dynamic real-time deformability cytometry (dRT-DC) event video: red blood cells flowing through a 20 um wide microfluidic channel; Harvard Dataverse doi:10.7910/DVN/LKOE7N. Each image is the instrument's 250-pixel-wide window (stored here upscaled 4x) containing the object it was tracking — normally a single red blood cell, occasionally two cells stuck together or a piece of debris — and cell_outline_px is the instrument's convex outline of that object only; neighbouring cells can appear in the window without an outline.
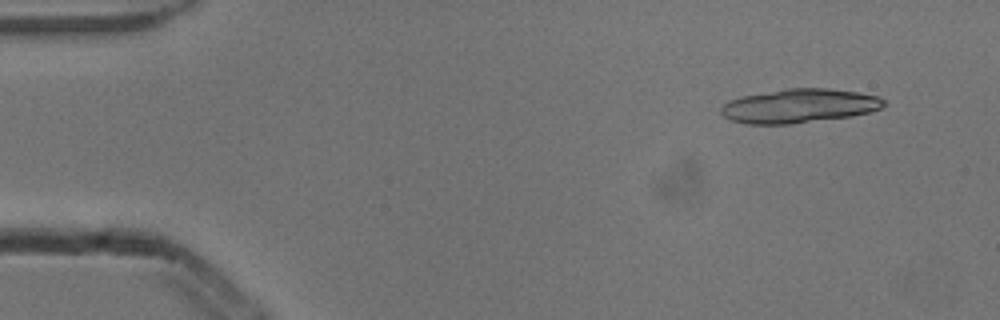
{"species": "common noctule bat (a hibernating species)", "species_latin": "Nyctalus noctula", "temperature_condition": "cold", "stored_images_in_passage": 5, "camera_frame_rate_fps": 3000, "um_per_image_px": 0.085, "animal": {"sex": "male", "body_mass_g": 13.3}, "frame": {"image": 1, "passage_image": 2, "time_ms": 0.333, "image_size_px": [1000, 320], "cell_outline_px": [[888, 104], [880, 108], [868, 112], [852, 116], [788, 124], [748, 124], [732, 120], [724, 116], [720, 112], [720, 108], [728, 100], [740, 96], [788, 88], [824, 88], [856, 92], [880, 96]], "centroid_in_image_um": [67.92, 8.99], "position_along_channel_um": 17.1, "area_um2": 32.19}}